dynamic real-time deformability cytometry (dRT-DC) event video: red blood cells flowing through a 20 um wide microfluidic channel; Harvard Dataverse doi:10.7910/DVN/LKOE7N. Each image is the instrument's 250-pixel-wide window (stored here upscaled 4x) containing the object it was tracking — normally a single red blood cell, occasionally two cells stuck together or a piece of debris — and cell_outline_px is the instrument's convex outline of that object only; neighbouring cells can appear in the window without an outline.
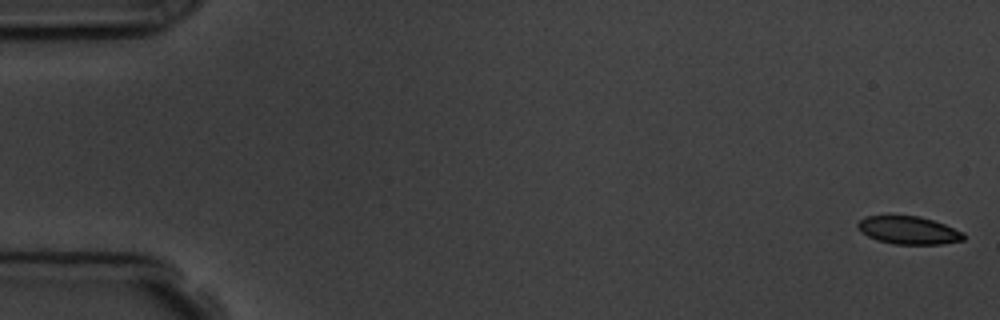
{"species": "common noctule bat (a hibernating species)", "species_latin": "Nyctalus noctula", "temperature_condition": "room temperature", "stored_images_in_passage": 4, "camera_frame_rate_fps": 3000, "um_per_image_px": 0.085, "animal": {"sex": "male", "body_mass_g": 19.5, "forearm_length_mm": 54.6}, "frame": {"image": 1, "passage_image": 1, "time_ms": 0.0, "image_size_px": [1000, 320], "cell_outline_px": [[964, 240], [940, 244], [892, 244], [868, 236], [860, 232], [856, 224], [864, 216], [920, 216], [944, 224], [964, 232]], "centroid_in_image_um": [77.22, 19.57], "position_along_channel_um": 7.8, "area_um2": 17.11}}